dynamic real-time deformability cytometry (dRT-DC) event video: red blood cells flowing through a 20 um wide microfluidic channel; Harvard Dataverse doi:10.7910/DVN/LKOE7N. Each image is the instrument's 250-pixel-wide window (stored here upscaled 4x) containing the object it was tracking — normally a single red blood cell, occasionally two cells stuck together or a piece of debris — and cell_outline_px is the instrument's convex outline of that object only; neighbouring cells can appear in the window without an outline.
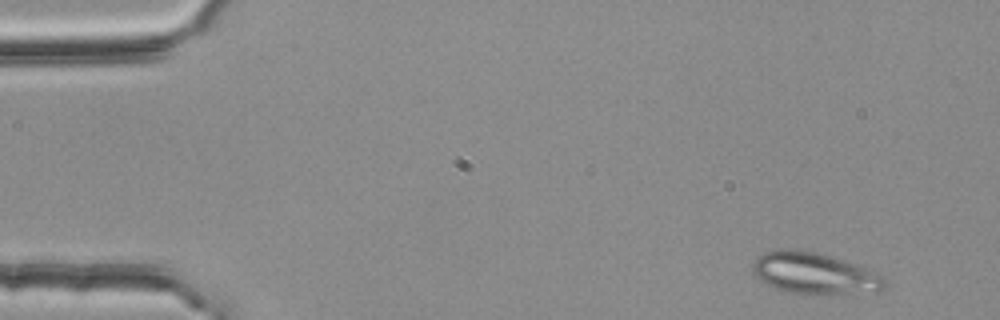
{"species": "common noctule bat (a hibernating species)", "species_latin": "Nyctalus noctula", "temperature_condition": "room temperature", "stored_images_in_passage": 4, "camera_frame_rate_fps": 3000, "um_per_image_px": 0.085, "animal": {"sex": "female", "body_mass_g": 25.1}, "frame": {"image": 1, "passage_image": 1, "time_ms": 0.0, "image_size_px": [1000, 320], "cell_outline_px": [[888, 284], [884, 288], [876, 292], [804, 296], [772, 288], [764, 284], [752, 272], [752, 264], [756, 256], [764, 252], [776, 248], [816, 252], [876, 272], [884, 276], [888, 280]], "centroid_in_image_um": [69.19, 23.28], "position_along_channel_um": 15.8, "area_um2": 32.54}}